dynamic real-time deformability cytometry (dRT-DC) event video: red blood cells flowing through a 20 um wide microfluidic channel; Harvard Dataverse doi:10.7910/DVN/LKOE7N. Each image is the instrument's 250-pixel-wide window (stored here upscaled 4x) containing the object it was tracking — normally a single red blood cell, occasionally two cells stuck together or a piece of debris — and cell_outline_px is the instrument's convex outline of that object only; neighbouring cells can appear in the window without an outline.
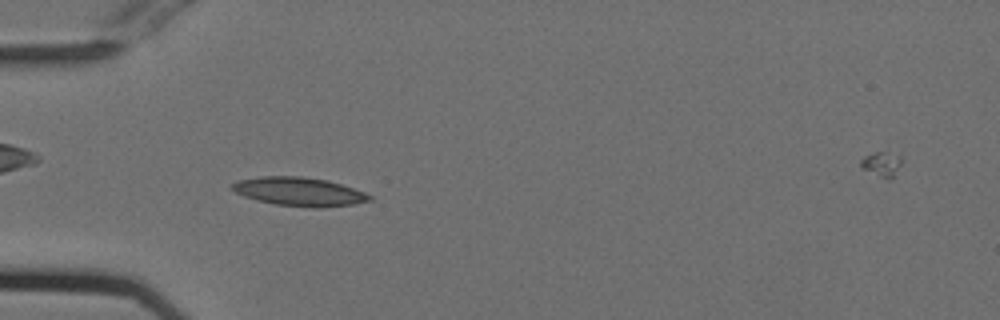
{"species": "Egyptian fruit bat (a non-hibernating species)", "species_latin": "Rousettus aegyptiacus", "temperature_condition": "cold", "stored_images_in_passage": 49, "camera_frame_rate_fps": 3000, "um_per_image_px": 0.085, "animal": {"sex": "female"}, "frame": {"image": 1, "passage_image": 12, "time_ms": 3.667, "image_size_px": [1000, 320], "cell_outline_px": [[372, 200], [352, 204], [320, 208], [312, 208], [276, 204], [256, 200], [244, 196], [236, 192], [232, 188], [232, 184], [240, 180], [260, 176], [300, 176], [328, 180], [364, 192], [372, 196]], "centroid_in_image_um": [25.44, 16.29], "position_along_channel_um": 59.6, "area_um2": 22.77}}
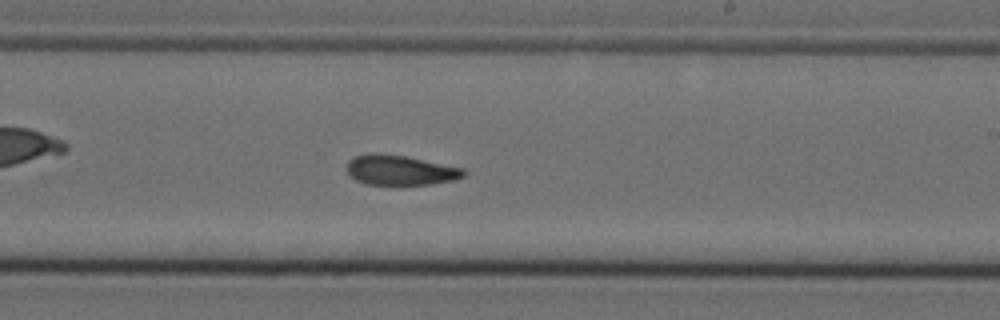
{"frame": {"image": 2, "passage_image": 28, "time_ms": 9.0, "image_size_px": [1000, 320], "cell_outline_px": [[468, 172], [464, 176], [452, 180], [432, 184], [364, 184], [356, 180], [348, 172], [348, 160], [356, 156], [372, 152], [376, 152], [404, 156], [464, 168]], "centroid_in_image_um": [34.03, 14.45], "position_along_channel_um": 255.0, "area_um2": 20.23}}
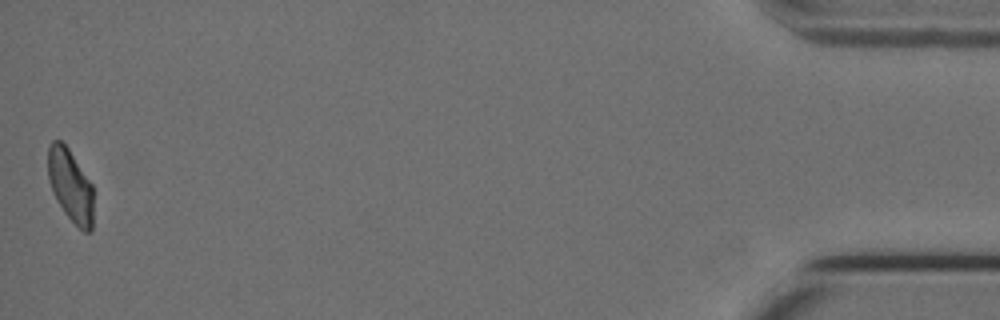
{"frame": {"image": 3, "passage_image": 49, "time_ms": 16.0, "image_size_px": [1000, 320], "cell_outline_px": [[92, 232], [84, 232], [64, 212], [56, 200], [52, 192], [48, 176], [48, 144], [52, 140], [60, 140], [68, 148], [92, 184]], "centroid_in_image_um": [5.97, 15.75], "position_along_channel_um": 429.2, "area_um2": 19.07}, "authors_computed_cell_mechanics": {"area_um2": 20.7502, "velocity_mm_per_s": 3.7506, "shape_relaxation_time_tau1_ms": 7.7468, "shape_relaxation_time_tau2_ms": 2.2192, "deformation_change_tau1": 0.1795, "deformation_change_tau2": 0.0791}}